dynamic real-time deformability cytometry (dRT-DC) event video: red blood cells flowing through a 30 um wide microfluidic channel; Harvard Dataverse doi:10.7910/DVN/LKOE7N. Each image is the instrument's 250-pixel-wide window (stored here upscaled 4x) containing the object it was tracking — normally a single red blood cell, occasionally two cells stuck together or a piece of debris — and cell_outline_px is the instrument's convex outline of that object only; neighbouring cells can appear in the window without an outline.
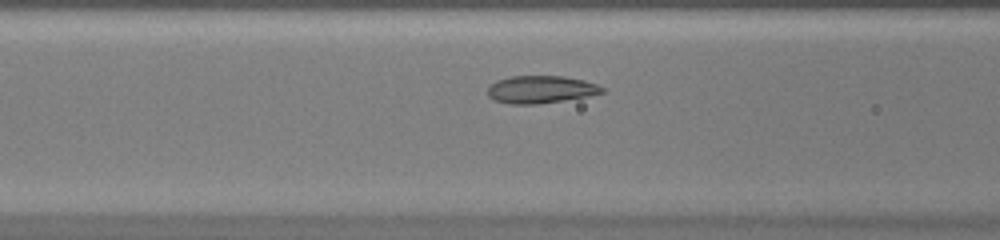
{"species": "common noctule bat (a hibernating species)", "species_latin": "Nyctalus noctula", "temperature_condition": "warm", "stored_images_in_passage": 35, "camera_frame_rate_fps": 3000, "um_per_image_px": 0.085, "animal": {"sex": "female", "body_mass_g": 20.0, "forearm_length_mm": 54.0}, "frame": {"image": 1, "passage_image": 8, "time_ms": 2.333, "image_size_px": [1000, 240], "cell_outline_px": [[604, 92], [588, 96], [564, 100], [536, 104], [508, 104], [492, 100], [488, 96], [488, 84], [496, 80], [512, 76], [564, 76], [584, 80], [596, 84], [604, 88]], "centroid_in_image_um": [45.91, 7.6], "position_along_channel_um": 120.7, "area_um2": 18.5}}
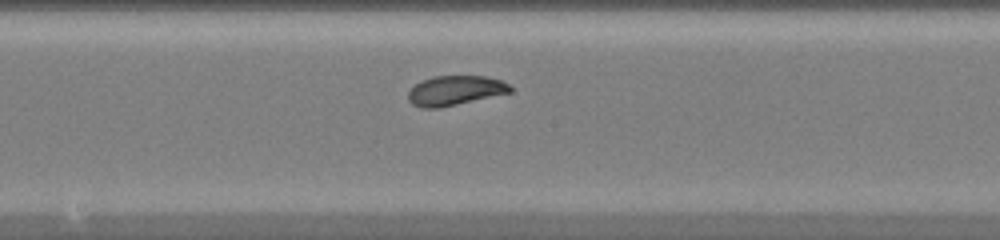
{"frame": {"image": 2, "passage_image": 14, "time_ms": 4.333, "image_size_px": [1000, 240], "cell_outline_px": [[512, 92], [440, 108], [420, 108], [412, 104], [408, 100], [408, 92], [420, 80], [432, 76], [484, 76], [500, 80], [508, 84], [512, 88]], "centroid_in_image_um": [38.65, 7.7], "position_along_channel_um": 209.5, "area_um2": 17.69}}
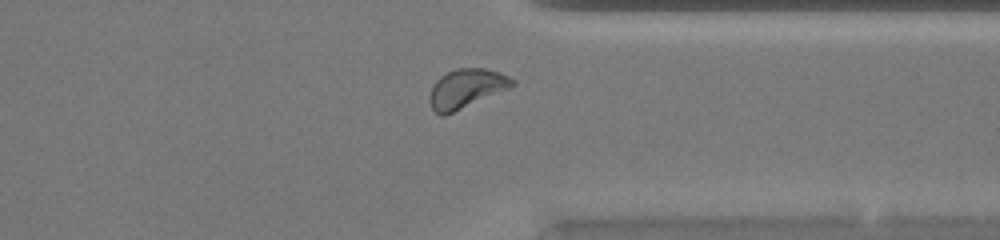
{"frame": {"image": 3, "passage_image": 25, "time_ms": 8.0, "image_size_px": [1000, 240], "cell_outline_px": [[516, 84], [508, 88], [444, 116], [440, 116], [432, 108], [428, 100], [428, 96], [432, 84], [440, 76], [456, 68], [484, 68], [500, 72], [516, 80]], "centroid_in_image_um": [39.59, 7.51], "position_along_channel_um": 371.8, "area_um2": 18.79}}